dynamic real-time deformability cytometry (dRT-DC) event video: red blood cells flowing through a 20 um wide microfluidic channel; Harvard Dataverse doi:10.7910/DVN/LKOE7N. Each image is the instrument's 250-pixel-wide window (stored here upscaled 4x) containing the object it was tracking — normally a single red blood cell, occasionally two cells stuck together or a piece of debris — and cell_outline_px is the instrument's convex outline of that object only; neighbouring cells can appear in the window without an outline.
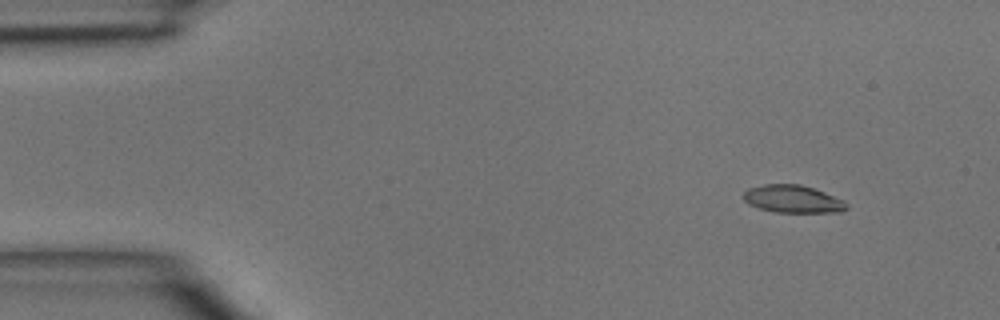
{"species": "common noctule bat (a hibernating species)", "species_latin": "Nyctalus noctula", "temperature_condition": "room temperature", "stored_images_in_passage": 46, "camera_frame_rate_fps": 3000, "um_per_image_px": 0.085, "animal": {"sex": "male", "body_mass_g": 15.6}, "frame": {"image": 1, "passage_image": 5, "time_ms": 1.333, "image_size_px": [1000, 320], "cell_outline_px": [[848, 208], [840, 212], [776, 212], [760, 208], [748, 204], [744, 200], [744, 192], [748, 188], [764, 184], [800, 184], [824, 192], [844, 200], [848, 204]], "centroid_in_image_um": [67.4, 16.91], "position_along_channel_um": 17.6, "area_um2": 16.53}}
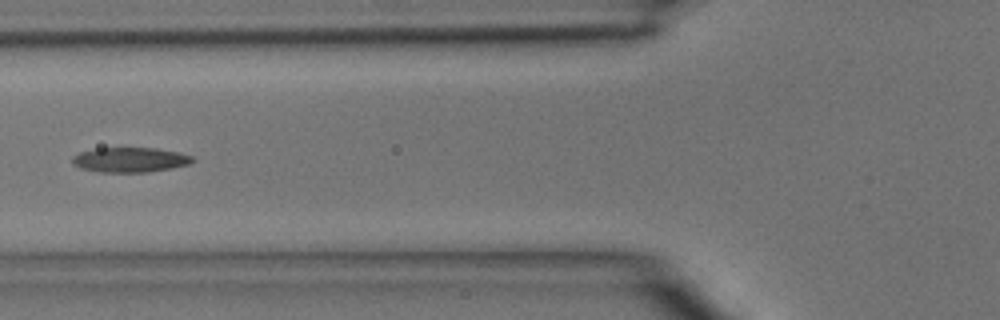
{"frame": {"image": 2, "passage_image": 18, "time_ms": 5.667, "image_size_px": [1000, 320], "cell_outline_px": [[196, 160], [188, 164], [172, 168], [148, 172], [96, 172], [80, 168], [72, 164], [72, 156], [80, 152], [96, 148], [156, 148], [176, 152], [192, 156]], "centroid_in_image_um": [11.02, 13.59], "position_along_channel_um": 114.8, "area_um2": 17.46}}
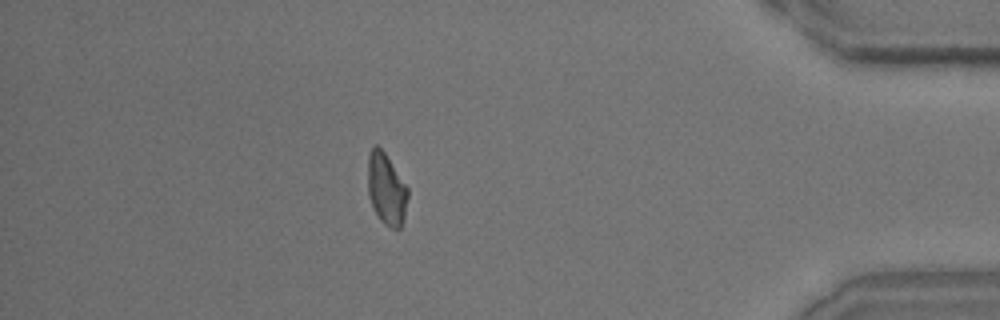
{"frame": {"image": 3, "passage_image": 41, "time_ms": 13.333, "image_size_px": [1000, 320], "cell_outline_px": [[408, 196], [404, 216], [400, 228], [392, 228], [384, 224], [380, 220], [372, 208], [368, 196], [368, 152], [376, 144], [384, 152], [408, 188]], "centroid_in_image_um": [32.82, 16.08], "position_along_channel_um": 402.4, "area_um2": 16.65}}